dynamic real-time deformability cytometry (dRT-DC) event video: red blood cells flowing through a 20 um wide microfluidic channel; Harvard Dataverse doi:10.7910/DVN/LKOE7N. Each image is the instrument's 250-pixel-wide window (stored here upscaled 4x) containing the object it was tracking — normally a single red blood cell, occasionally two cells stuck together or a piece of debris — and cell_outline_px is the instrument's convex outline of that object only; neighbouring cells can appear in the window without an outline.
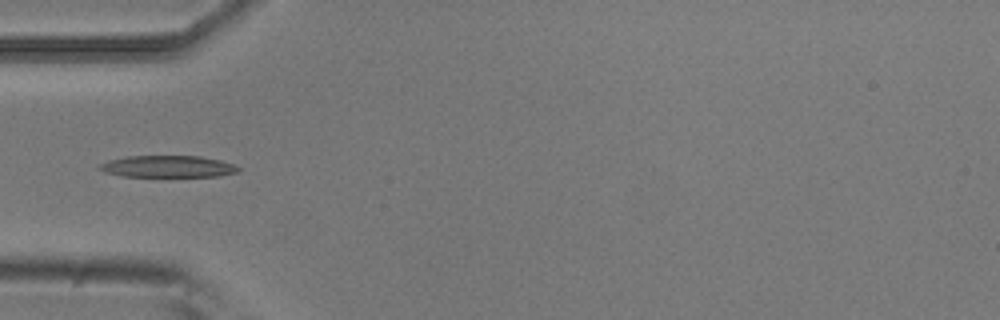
{"species": "common noctule bat (a hibernating species)", "species_latin": "Nyctalus noctula", "temperature_condition": "room temperature", "stored_images_in_passage": 8, "camera_frame_rate_fps": 3000, "um_per_image_px": 0.085, "animal": {"sex": "male", "body_mass_g": 20.5, "forearm_length_mm": 52.5}, "frame": {"image": 1, "passage_image": 5, "time_ms": 1.333, "image_size_px": [1000, 320], "cell_outline_px": [[240, 168], [236, 172], [220, 176], [124, 176], [104, 172], [96, 168], [100, 164], [108, 160], [128, 156], [200, 156], [220, 160], [232, 164]], "centroid_in_image_um": [14.22, 14.14], "position_along_channel_um": 70.8, "area_um2": 17.46}}
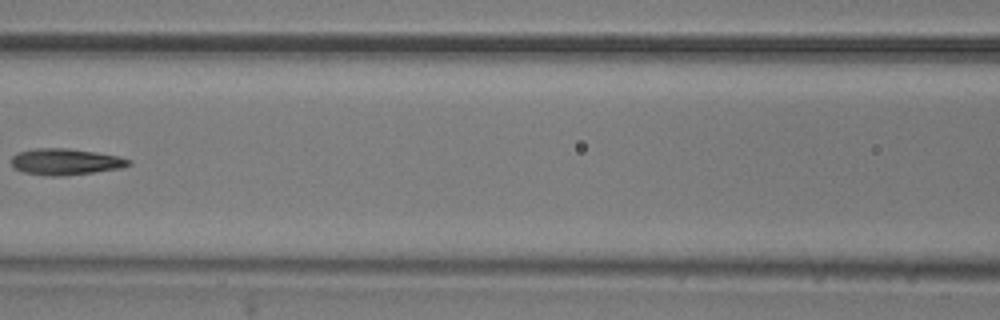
{"frame": {"image": 2, "passage_image": 7, "time_ms": 2.0, "image_size_px": [1000, 320], "cell_outline_px": [[132, 164], [120, 168], [64, 176], [44, 176], [24, 172], [16, 168], [12, 164], [12, 156], [16, 152], [36, 148], [68, 148], [96, 152], [120, 156], [132, 160]], "centroid_in_image_um": [5.58, 13.74], "position_along_channel_um": 161.0, "area_um2": 18.09}}
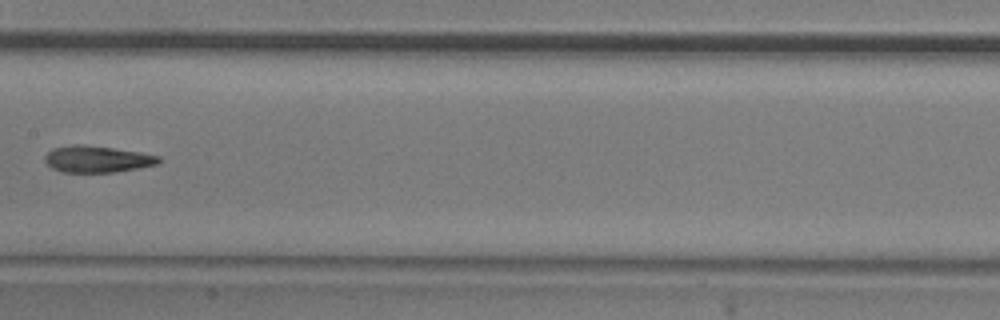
{"frame": {"image": 3, "passage_image": 8, "time_ms": 2.333, "image_size_px": [1000, 320], "cell_outline_px": [[160, 164], [116, 172], [60, 172], [52, 168], [44, 160], [44, 156], [52, 148], [72, 144], [84, 144], [140, 152], [160, 156]], "centroid_in_image_um": [8.25, 13.52], "position_along_channel_um": 199.2, "area_um2": 17.8}}